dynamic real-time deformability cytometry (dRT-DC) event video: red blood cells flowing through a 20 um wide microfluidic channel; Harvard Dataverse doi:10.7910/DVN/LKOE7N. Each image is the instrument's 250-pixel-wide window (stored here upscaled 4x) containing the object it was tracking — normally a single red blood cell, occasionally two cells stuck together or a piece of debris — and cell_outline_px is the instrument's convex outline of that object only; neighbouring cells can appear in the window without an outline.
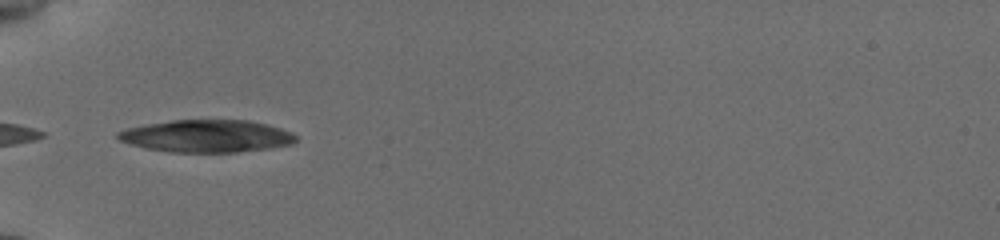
{"species": "common noctule bat (a hibernating species)", "species_latin": "Nyctalus noctula", "temperature_condition": "cold", "stored_images_in_passage": 11, "camera_frame_rate_fps": 3000, "um_per_image_px": 0.085, "animal": {"sex": "female", "body_mass_g": 19.5, "forearm_length_mm": 54.1}, "frame": {"image": 1, "passage_image": 1, "time_ms": 0.0, "image_size_px": [1000, 240], "cell_outline_px": [[296, 140], [292, 144], [272, 148], [236, 152], [168, 152], [144, 148], [120, 140], [116, 136], [116, 132], [128, 128], [148, 124], [172, 120], [248, 120], [268, 124], [292, 132], [296, 136]], "centroid_in_image_um": [17.59, 11.57], "position_along_channel_um": 67.4, "area_um2": 33.64}}